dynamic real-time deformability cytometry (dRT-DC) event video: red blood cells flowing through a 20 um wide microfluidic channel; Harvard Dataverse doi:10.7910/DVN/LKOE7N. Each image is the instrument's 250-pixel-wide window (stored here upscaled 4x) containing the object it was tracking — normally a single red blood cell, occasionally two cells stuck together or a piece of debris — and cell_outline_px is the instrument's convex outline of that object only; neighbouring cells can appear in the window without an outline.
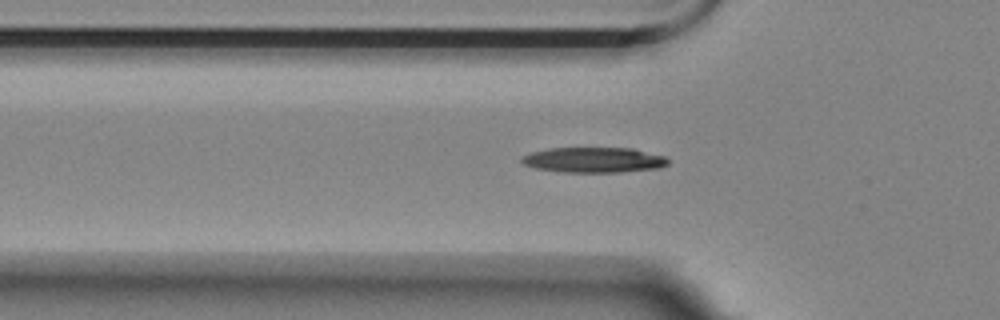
{"species": "Egyptian fruit bat (a non-hibernating species)", "species_latin": "Rousettus aegyptiacus", "temperature_condition": "room temperature", "stored_images_in_passage": 41, "camera_frame_rate_fps": 3000, "um_per_image_px": 0.085, "animal": {"sex": "female"}, "frame": {"image": 1, "passage_image": 8, "time_ms": 2.333, "image_size_px": [1000, 320], "cell_outline_px": [[668, 164], [660, 168], [620, 172], [564, 172], [536, 168], [524, 164], [520, 160], [520, 156], [532, 152], [548, 148], [632, 148], [664, 156], [668, 160]], "centroid_in_image_um": [50.46, 13.59], "position_along_channel_um": 75.3, "area_um2": 21.56}}
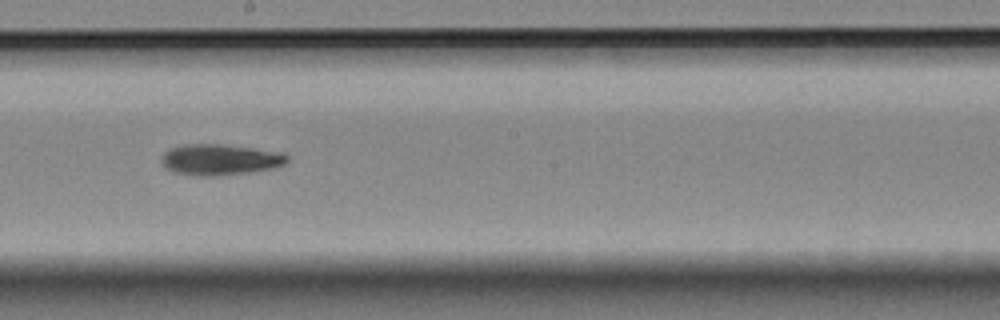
{"frame": {"image": 2, "passage_image": 21, "time_ms": 6.667, "image_size_px": [1000, 320], "cell_outline_px": [[288, 160], [284, 164], [272, 168], [248, 172], [216, 176], [200, 176], [176, 172], [164, 168], [160, 160], [164, 152], [172, 148], [184, 144], [220, 144], [284, 152], [288, 156]], "centroid_in_image_um": [18.69, 13.56], "position_along_channel_um": 229.5, "area_um2": 22.6}}
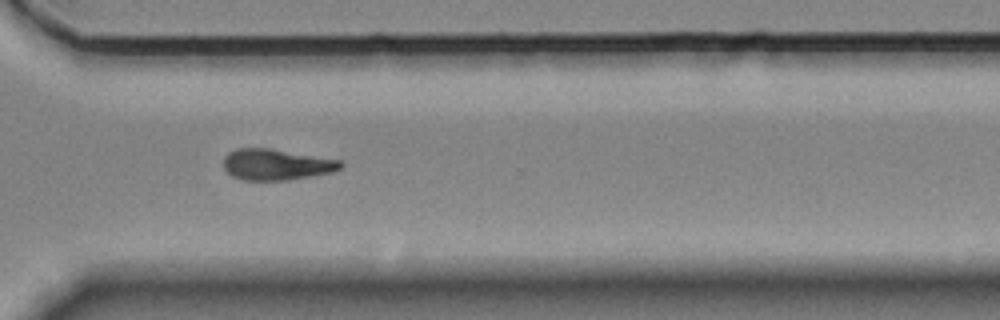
{"frame": {"image": 3, "passage_image": 31, "time_ms": 10.0, "image_size_px": [1000, 320], "cell_outline_px": [[344, 164], [340, 168], [332, 172], [288, 180], [244, 180], [232, 176], [224, 168], [224, 156], [228, 152], [236, 148], [268, 148], [340, 160]], "centroid_in_image_um": [23.46, 13.98], "position_along_channel_um": 347.1, "area_um2": 21.04}, "authors_computed_cell_mechanics": {"area_um2": 21.2704, "velocity_mm_per_s": 3.5336, "shape_relaxation_time_tau1_ms": 7.4006, "shape_relaxation_time_tau2_ms": null, "deformation_change_tau1": 0.1718, "deformation_change_tau2": null}}